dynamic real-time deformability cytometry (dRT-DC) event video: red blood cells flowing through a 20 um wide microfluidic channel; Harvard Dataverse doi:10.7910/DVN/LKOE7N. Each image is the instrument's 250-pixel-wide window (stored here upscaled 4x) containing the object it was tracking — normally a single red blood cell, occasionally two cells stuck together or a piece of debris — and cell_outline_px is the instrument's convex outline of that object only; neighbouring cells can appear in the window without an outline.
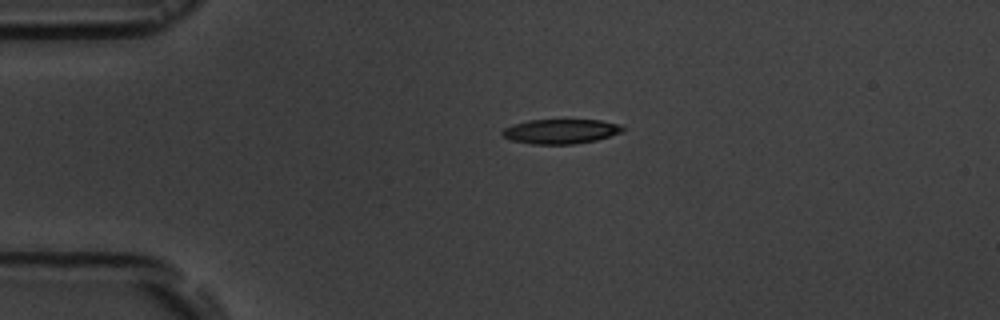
{"species": "common noctule bat (a hibernating species)", "species_latin": "Nyctalus noctula", "temperature_condition": "room temperature", "stored_images_in_passage": 5, "camera_frame_rate_fps": 3000, "um_per_image_px": 0.085, "animal": {"sex": "male", "body_mass_g": 19.5, "forearm_length_mm": 54.6}, "frame": {"image": 1, "passage_image": 5, "time_ms": 6.333, "image_size_px": [1000, 320], "cell_outline_px": [[628, 128], [620, 132], [596, 140], [572, 144], [532, 144], [512, 140], [504, 136], [500, 132], [504, 128], [528, 120], [600, 120], [620, 124]], "centroid_in_image_um": [47.68, 11.16], "position_along_channel_um": 37.3, "area_um2": 17.11}}